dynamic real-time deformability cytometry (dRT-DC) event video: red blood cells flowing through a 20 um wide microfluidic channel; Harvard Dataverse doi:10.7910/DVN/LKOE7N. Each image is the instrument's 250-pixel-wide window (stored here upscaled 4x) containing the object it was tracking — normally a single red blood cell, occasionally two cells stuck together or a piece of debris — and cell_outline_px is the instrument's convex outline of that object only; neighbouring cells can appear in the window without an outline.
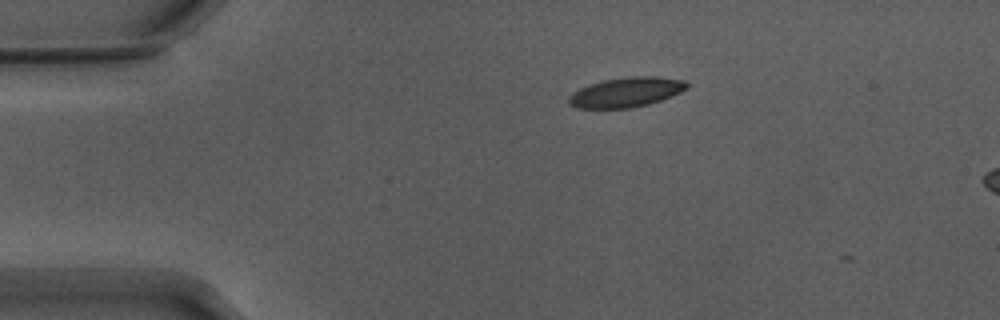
{"species": "Egyptian fruit bat (a non-hibernating species)", "species_latin": "Rousettus aegyptiacus", "temperature_condition": "warm", "stored_images_in_passage": 6, "camera_frame_rate_fps": 3000, "um_per_image_px": 0.085, "animal": {"sex": "male"}, "frame": {"image": 1, "passage_image": 3, "time_ms": 0.667, "image_size_px": [1000, 320], "cell_outline_px": [[688, 88], [680, 92], [660, 100], [648, 104], [632, 108], [576, 108], [568, 104], [568, 96], [572, 92], [588, 84], [604, 80], [628, 76], [656, 76], [684, 80], [688, 84]], "centroid_in_image_um": [53.19, 7.83], "position_along_channel_um": 31.8, "area_um2": 20.58}}